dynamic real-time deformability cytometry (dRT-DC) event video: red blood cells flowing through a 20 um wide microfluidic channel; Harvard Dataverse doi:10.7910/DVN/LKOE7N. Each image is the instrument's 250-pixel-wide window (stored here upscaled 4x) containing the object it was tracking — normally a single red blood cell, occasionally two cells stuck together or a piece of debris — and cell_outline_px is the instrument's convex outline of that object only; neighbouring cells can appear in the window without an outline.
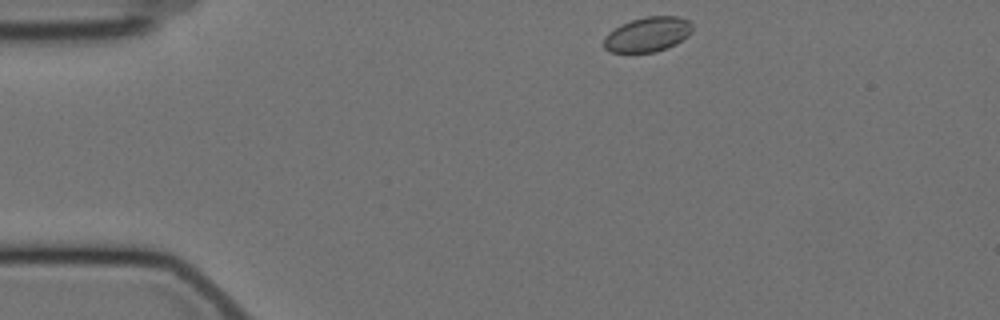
{"species": "Egyptian fruit bat (a non-hibernating species)", "species_latin": "Rousettus aegyptiacus", "temperature_condition": "cold", "stored_images_in_passage": 12, "camera_frame_rate_fps": 3000, "um_per_image_px": 0.085, "animal": {"sex": "female"}, "frame": {"image": 1, "passage_image": 1, "time_ms": 0.0, "image_size_px": [1000, 320], "cell_outline_px": [[692, 32], [688, 36], [676, 44], [668, 48], [656, 52], [608, 52], [604, 48], [604, 36], [608, 32], [620, 24], [644, 16], [680, 16], [688, 20], [692, 24]], "centroid_in_image_um": [55.05, 2.92], "position_along_channel_um": 30.0, "area_um2": 18.21}}
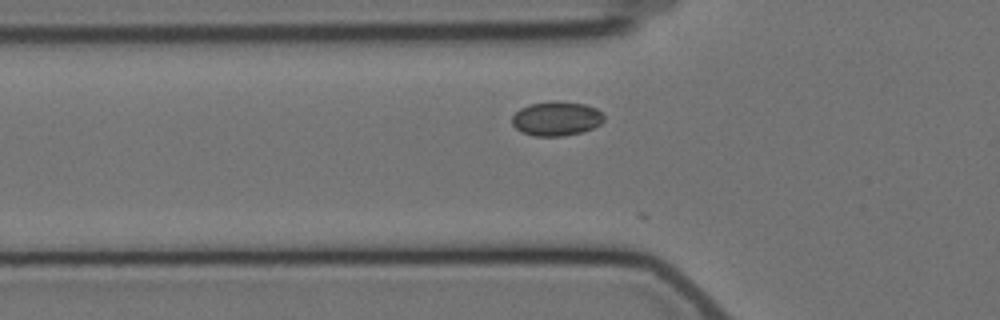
{"frame": {"image": 2, "passage_image": 10, "time_ms": 3.0, "image_size_px": [1000, 320], "cell_outline_px": [[604, 120], [600, 124], [592, 128], [580, 132], [564, 136], [532, 136], [520, 132], [512, 124], [512, 116], [520, 108], [528, 104], [556, 100], [584, 104], [596, 108], [604, 116]], "centroid_in_image_um": [47.26, 10.08], "position_along_channel_um": 78.5, "area_um2": 18.5}}